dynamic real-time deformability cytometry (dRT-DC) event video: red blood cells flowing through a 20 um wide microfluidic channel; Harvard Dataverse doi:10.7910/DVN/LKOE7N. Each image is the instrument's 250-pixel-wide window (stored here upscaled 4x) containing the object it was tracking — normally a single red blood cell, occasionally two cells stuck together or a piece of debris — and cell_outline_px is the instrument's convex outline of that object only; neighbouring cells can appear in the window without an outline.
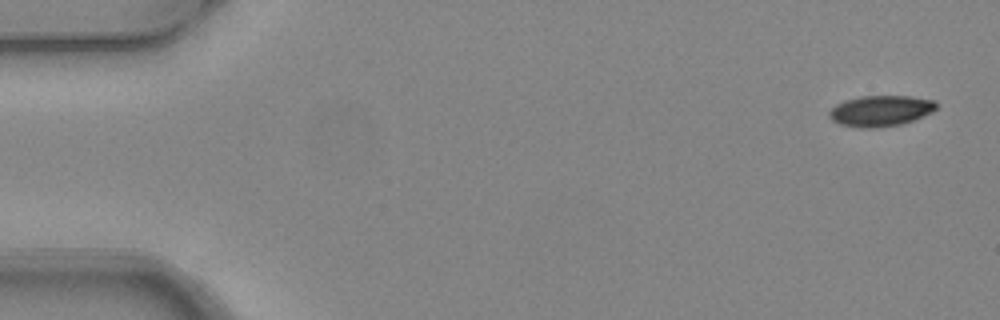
{"species": "common noctule bat (a hibernating species)", "species_latin": "Nyctalus noctula", "temperature_condition": "warm", "stored_images_in_passage": 4, "camera_frame_rate_fps": 3000, "um_per_image_px": 0.085, "animal": {"sex": "female", "body_mass_g": 24.6, "forearm_length_mm": 56.2}, "frame": {"image": 1, "passage_image": 1, "time_ms": 0.0, "image_size_px": [1000, 320], "cell_outline_px": [[936, 108], [932, 112], [912, 120], [900, 124], [876, 128], [860, 128], [840, 124], [832, 120], [828, 116], [828, 112], [836, 104], [844, 100], [860, 96], [908, 96], [936, 100]], "centroid_in_image_um": [74.82, 9.42], "position_along_channel_um": 10.2, "area_um2": 19.25}}
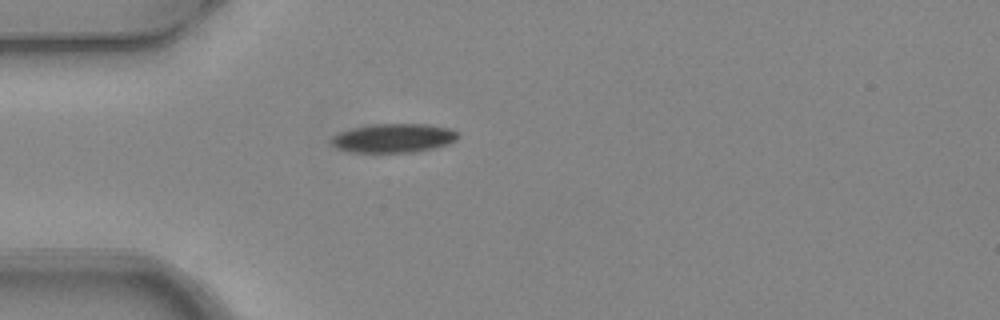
{"frame": {"image": 2, "passage_image": 4, "time_ms": 1.0, "image_size_px": [1000, 320], "cell_outline_px": [[460, 136], [456, 140], [448, 144], [416, 152], [352, 152], [336, 148], [328, 140], [332, 136], [340, 132], [352, 128], [372, 124], [428, 124], [452, 128]], "centroid_in_image_um": [33.45, 11.73], "position_along_channel_um": 51.5, "area_um2": 21.5}}